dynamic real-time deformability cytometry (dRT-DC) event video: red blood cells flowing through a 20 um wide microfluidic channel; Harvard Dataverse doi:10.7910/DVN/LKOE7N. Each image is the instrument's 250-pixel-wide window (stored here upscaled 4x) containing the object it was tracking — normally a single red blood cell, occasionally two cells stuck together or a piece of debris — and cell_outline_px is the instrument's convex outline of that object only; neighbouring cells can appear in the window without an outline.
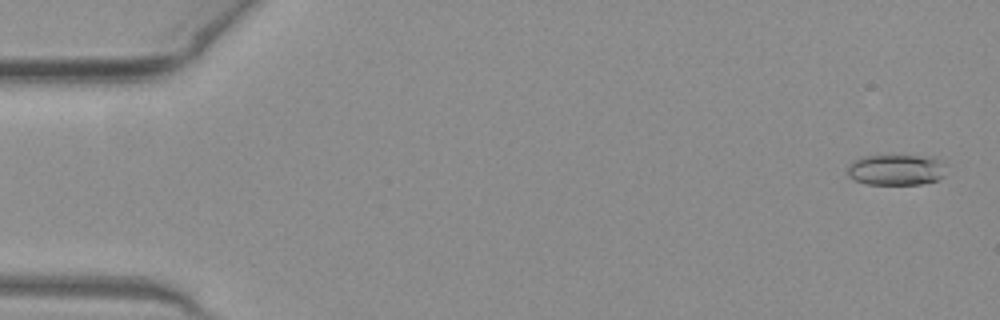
{"species": "common noctule bat (a hibernating species)", "species_latin": "Nyctalus noctula", "temperature_condition": "warm", "stored_images_in_passage": 51, "camera_frame_rate_fps": 3000, "um_per_image_px": 0.085, "animal": {"sex": "female", "body_mass_g": 19.3, "forearm_length_mm": 54.1}, "frame": {"image": 1, "passage_image": 2, "time_ms": 0.333, "image_size_px": [1000, 320], "cell_outline_px": [[944, 176], [936, 180], [920, 184], [868, 184], [856, 180], [848, 176], [848, 164], [852, 160], [860, 156], [932, 156], [936, 160]], "centroid_in_image_um": [76.05, 14.43], "position_along_channel_um": 8.9, "area_um2": 17.28}}
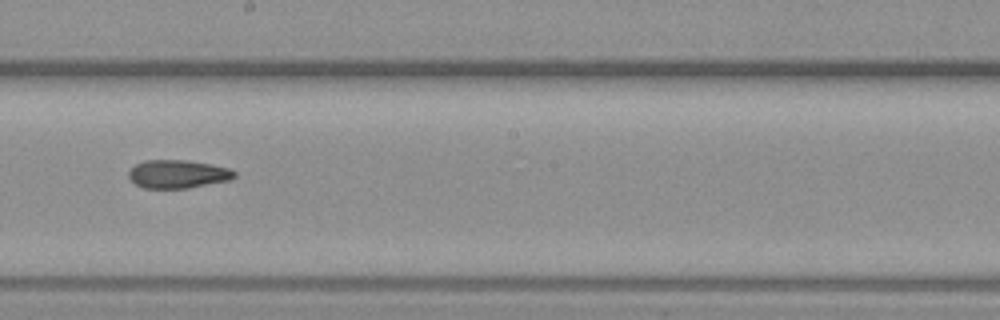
{"frame": {"image": 2, "passage_image": 29, "time_ms": 9.333, "image_size_px": [1000, 320], "cell_outline_px": [[236, 176], [232, 180], [188, 188], [144, 188], [136, 184], [128, 176], [128, 172], [136, 164], [144, 160], [188, 160], [212, 164], [228, 168], [236, 172]], "centroid_in_image_um": [15.15, 14.79], "position_along_channel_um": 233.1, "area_um2": 17.51}}
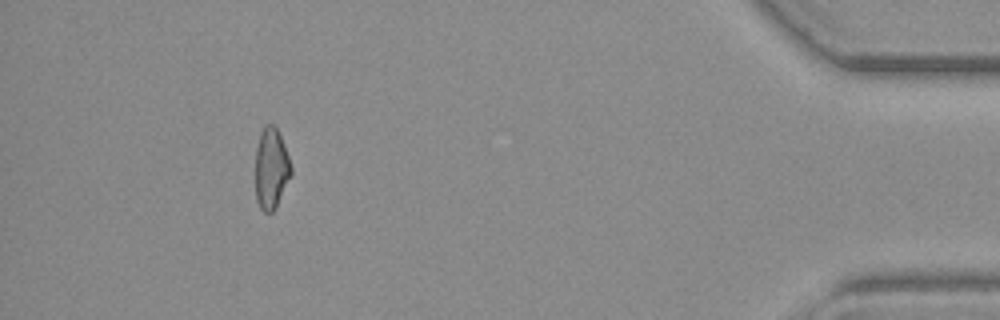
{"frame": {"image": 3, "passage_image": 47, "time_ms": 15.333, "image_size_px": [1000, 320], "cell_outline_px": [[292, 172], [276, 208], [272, 212], [264, 212], [260, 208], [256, 200], [256, 148], [260, 132], [268, 124], [272, 124], [276, 128], [280, 136], [288, 156], [292, 168]], "centroid_in_image_um": [23.04, 14.35], "position_along_channel_um": 412.2, "area_um2": 16.65}, "authors_computed_cell_mechanics": {"area_um2": 17.5712, "velocity_mm_per_s": 4.0679, "shape_relaxation_time_tau1_ms": 6.9988, "shape_relaxation_time_tau2_ms": 4.5818, "deformation_change_tau1": 0.1918, "deformation_change_tau2": 0.1371}}